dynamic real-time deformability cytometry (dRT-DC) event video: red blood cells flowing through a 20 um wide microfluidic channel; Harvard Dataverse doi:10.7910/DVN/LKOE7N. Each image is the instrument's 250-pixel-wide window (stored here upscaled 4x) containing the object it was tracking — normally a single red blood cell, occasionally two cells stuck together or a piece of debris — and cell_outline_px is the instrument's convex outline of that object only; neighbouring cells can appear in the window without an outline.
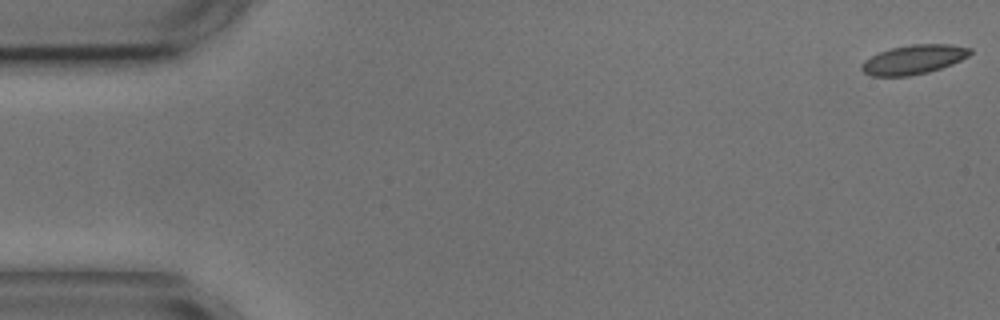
{"species": "common noctule bat (a hibernating species)", "species_latin": "Nyctalus noctula", "temperature_condition": "cold", "stored_images_in_passage": 6, "camera_frame_rate_fps": 3000, "um_per_image_px": 0.085, "animal": {"sex": "male", "body_mass_g": 17.9, "forearm_length_mm": 54.2}, "frame": {"image": 1, "passage_image": 1, "time_ms": 0.0, "image_size_px": [1000, 320], "cell_outline_px": [[972, 52], [968, 56], [952, 64], [928, 72], [908, 76], [872, 76], [864, 72], [860, 68], [860, 64], [864, 60], [880, 52], [892, 48], [912, 44], [952, 44], [972, 48]], "centroid_in_image_um": [77.66, 5.06], "position_along_channel_um": 7.3, "area_um2": 18.44}}